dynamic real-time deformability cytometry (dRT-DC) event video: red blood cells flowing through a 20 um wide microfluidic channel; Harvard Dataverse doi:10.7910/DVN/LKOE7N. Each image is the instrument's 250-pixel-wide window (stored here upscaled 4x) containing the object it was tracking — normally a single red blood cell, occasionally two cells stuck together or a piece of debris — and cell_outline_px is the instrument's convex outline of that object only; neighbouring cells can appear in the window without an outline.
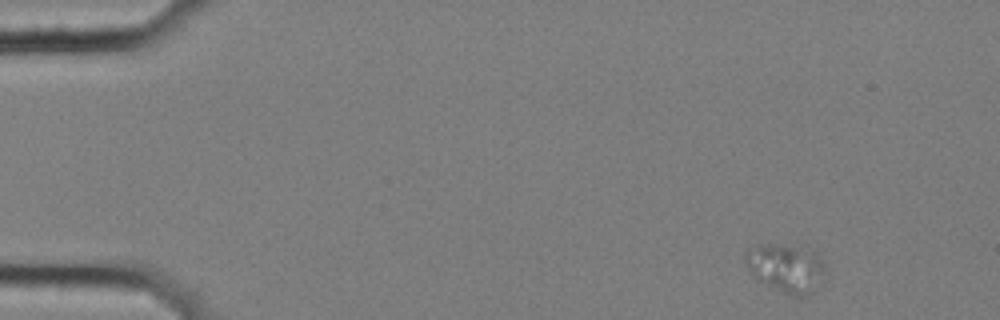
{"species": "common noctule bat (a hibernating species)", "species_latin": "Nyctalus noctula", "temperature_condition": "cold", "stored_images_in_passage": 6, "camera_frame_rate_fps": 3000, "um_per_image_px": 0.085, "animal": {"sex": "female", "body_mass_g": 25.1}, "frame": {"image": 1, "passage_image": 1, "time_ms": 0.0, "image_size_px": [1000, 320], "cell_outline_px": [[824, 280], [808, 296], [800, 300], [788, 296], [760, 280], [748, 268], [744, 260], [744, 252], [756, 244], [780, 244], [816, 252], [824, 260]], "centroid_in_image_um": [66.85, 22.82], "position_along_channel_um": 18.2, "area_um2": 22.89}}